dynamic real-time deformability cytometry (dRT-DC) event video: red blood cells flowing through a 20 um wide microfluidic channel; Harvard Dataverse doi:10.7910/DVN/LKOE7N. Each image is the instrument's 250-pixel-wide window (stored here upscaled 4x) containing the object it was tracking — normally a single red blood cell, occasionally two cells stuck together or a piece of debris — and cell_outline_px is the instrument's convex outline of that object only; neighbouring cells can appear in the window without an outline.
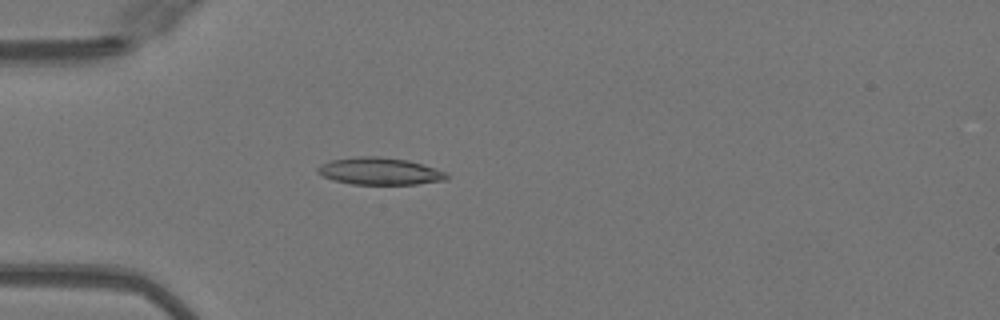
{"species": "Egyptian fruit bat (a non-hibernating species)", "species_latin": "Rousettus aegyptiacus", "temperature_condition": "warm", "stored_images_in_passage": 40, "camera_frame_rate_fps": 3000, "um_per_image_px": 0.085, "animal": {"sex": "female"}, "frame": {"image": 1, "passage_image": 5, "time_ms": 1.333, "image_size_px": [1000, 320], "cell_outline_px": [[448, 180], [416, 184], [352, 184], [332, 180], [316, 172], [316, 168], [320, 164], [332, 160], [360, 156], [380, 156], [408, 160], [448, 172]], "centroid_in_image_um": [32.28, 14.55], "position_along_channel_um": 52.7, "area_um2": 20.52}}
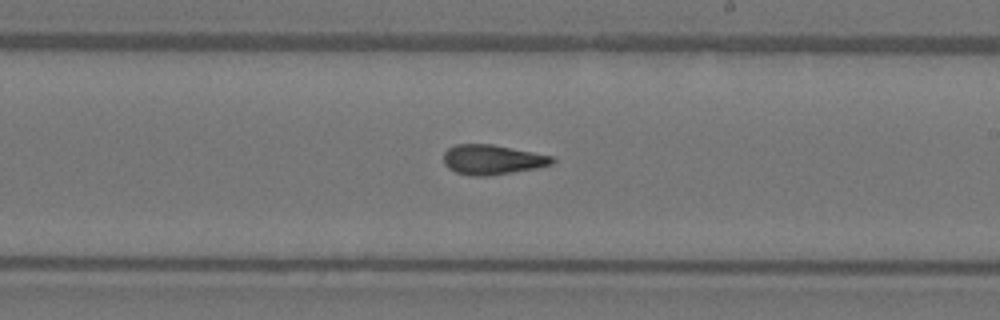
{"frame": {"image": 2, "passage_image": 20, "time_ms": 6.333, "image_size_px": [1000, 320], "cell_outline_px": [[556, 160], [552, 164], [536, 168], [488, 176], [472, 176], [456, 172], [448, 168], [444, 164], [444, 152], [448, 148], [456, 144], [492, 144], [552, 156]], "centroid_in_image_um": [41.82, 13.57], "position_along_channel_um": 247.2, "area_um2": 18.79}}
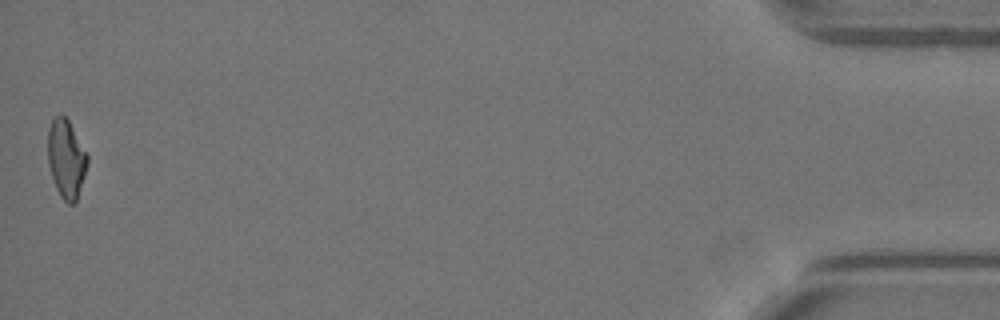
{"frame": {"image": 3, "passage_image": 40, "time_ms": 13.0, "image_size_px": [1000, 320], "cell_outline_px": [[88, 164], [76, 204], [68, 204], [60, 196], [56, 188], [48, 164], [48, 128], [52, 116], [60, 112], [68, 120], [88, 156]], "centroid_in_image_um": [5.62, 13.49], "position_along_channel_um": 429.6, "area_um2": 18.26}, "authors_computed_cell_mechanics": {"area_um2": 18.8717, "velocity_mm_per_s": 4.097, "shape_relaxation_time_tau1_ms": null, "shape_relaxation_time_tau2_ms": 2.4466, "deformation_change_tau1": null, "deformation_change_tau2": 0.1161}}